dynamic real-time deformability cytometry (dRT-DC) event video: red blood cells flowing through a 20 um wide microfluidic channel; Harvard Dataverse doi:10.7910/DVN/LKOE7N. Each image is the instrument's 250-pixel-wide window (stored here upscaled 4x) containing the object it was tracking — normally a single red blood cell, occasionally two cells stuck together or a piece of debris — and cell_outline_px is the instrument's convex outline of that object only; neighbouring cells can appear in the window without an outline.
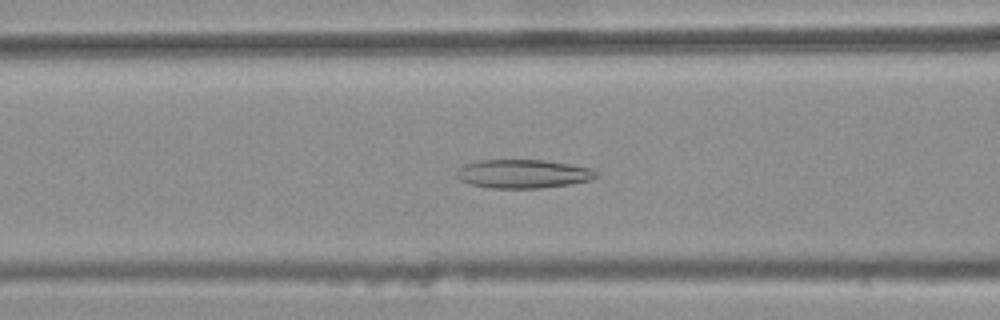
{"species": "common noctule bat (a hibernating species)", "species_latin": "Nyctalus noctula", "temperature_condition": "warm", "stored_images_in_passage": 45, "camera_frame_rate_fps": 3000, "um_per_image_px": 0.085, "animal": {"sex": "female", "body_mass_g": 25.1}, "frame": {"image": 1, "passage_image": 21, "time_ms": 6.667, "image_size_px": [1000, 320], "cell_outline_px": [[600, 176], [592, 180], [568, 184], [540, 188], [488, 188], [468, 184], [460, 180], [456, 176], [460, 168], [464, 164], [480, 160], [544, 160], [592, 168], [600, 172]], "centroid_in_image_um": [44.5, 14.78], "position_along_channel_um": 122.1, "area_um2": 23.47}}
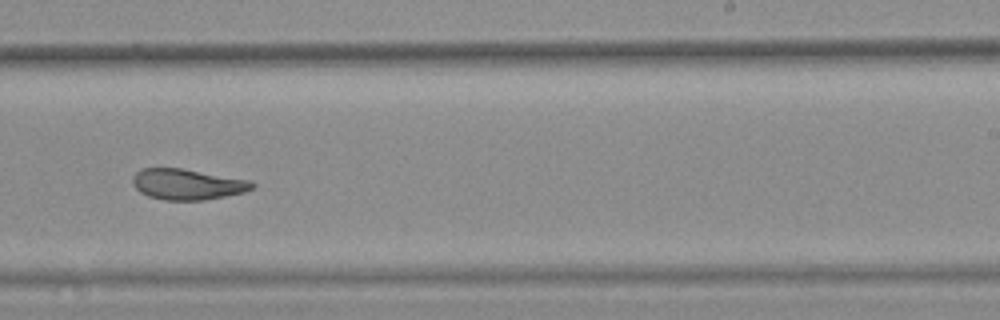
{"frame": {"image": 2, "passage_image": 33, "time_ms": 10.667, "image_size_px": [1000, 320], "cell_outline_px": [[256, 184], [252, 188], [244, 192], [204, 200], [164, 200], [148, 196], [140, 192], [132, 184], [132, 176], [140, 168], [180, 168], [252, 180]], "centroid_in_image_um": [15.91, 15.66], "position_along_channel_um": 273.1, "area_um2": 21.5}}
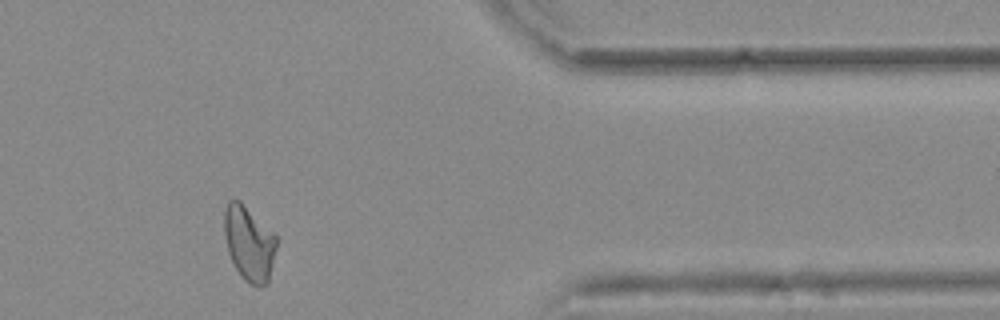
{"frame": {"image": 3, "passage_image": 44, "time_ms": 14.333, "image_size_px": [1000, 320], "cell_outline_px": [[276, 248], [268, 280], [264, 284], [256, 288], [248, 284], [240, 276], [228, 252], [224, 236], [224, 208], [228, 200], [240, 200], [276, 236]], "centroid_in_image_um": [21.14, 20.68], "position_along_channel_um": 390.3, "area_um2": 22.66}, "authors_computed_cell_mechanics": {"area_um2": 23.12, "velocity_mm_per_s": 3.7794, "shape_relaxation_time_tau1_ms": null, "shape_relaxation_time_tau2_ms": 2.4395, "deformation_change_tau1": null, "deformation_change_tau2": 0.1007}}